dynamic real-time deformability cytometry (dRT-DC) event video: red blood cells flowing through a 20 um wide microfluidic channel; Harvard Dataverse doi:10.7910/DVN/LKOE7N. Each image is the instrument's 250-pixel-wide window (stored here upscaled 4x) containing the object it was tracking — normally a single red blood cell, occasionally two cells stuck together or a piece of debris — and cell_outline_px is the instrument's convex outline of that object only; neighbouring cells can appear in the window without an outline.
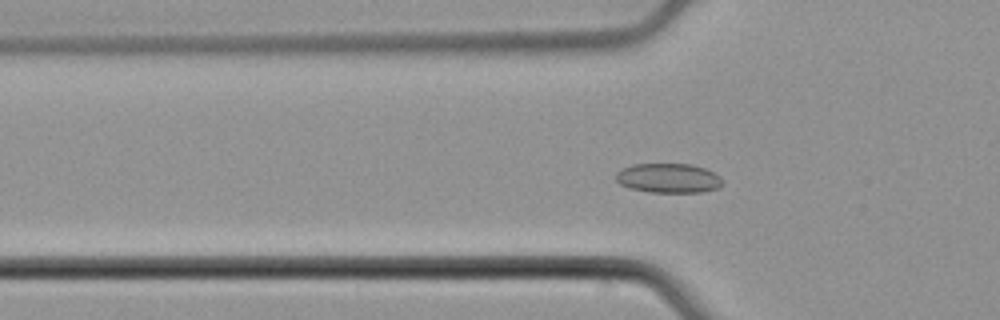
{"species": "common noctule bat (a hibernating species)", "species_latin": "Nyctalus noctula", "temperature_condition": "cold", "stored_images_in_passage": 55, "camera_frame_rate_fps": 3000, "um_per_image_px": 0.085, "animal": {"sex": "male", "body_mass_g": 21.5, "forearm_length_mm": 52.0}, "frame": {"image": 1, "passage_image": 19, "time_ms": 6.0, "image_size_px": [1000, 320], "cell_outline_px": [[724, 184], [716, 188], [700, 192], [648, 192], [632, 188], [620, 184], [616, 180], [616, 172], [632, 164], [692, 164], [704, 168], [720, 176], [724, 180]], "centroid_in_image_um": [56.83, 15.14], "position_along_channel_um": 69.0, "area_um2": 18.26}}
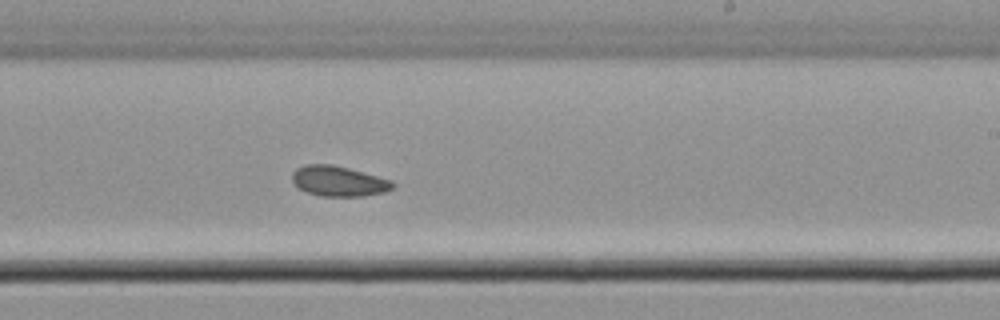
{"frame": {"image": 2, "passage_image": 34, "time_ms": 11.0, "image_size_px": [1000, 320], "cell_outline_px": [[396, 184], [392, 188], [384, 192], [364, 196], [320, 196], [308, 192], [300, 188], [292, 180], [292, 172], [296, 168], [304, 164], [332, 164], [348, 168], [392, 180]], "centroid_in_image_um": [28.78, 15.39], "position_along_channel_um": 260.2, "area_um2": 17.69}}
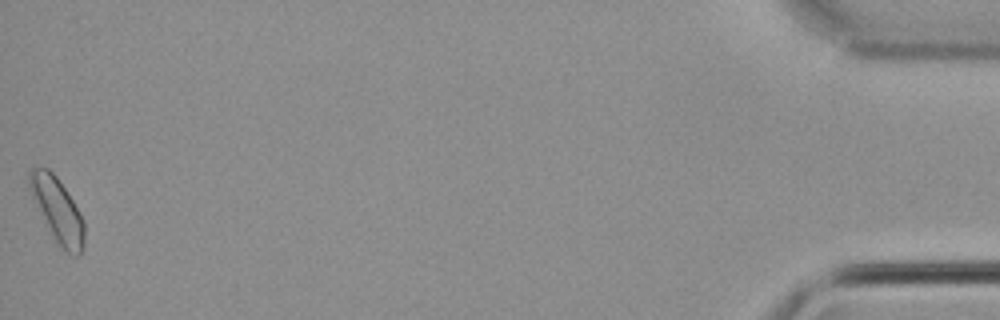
{"frame": {"image": 3, "passage_image": 55, "time_ms": 18.0, "image_size_px": [1000, 320], "cell_outline_px": [[84, 248], [76, 256], [72, 256], [60, 248], [56, 244], [48, 232], [32, 196], [28, 184], [28, 172], [32, 168], [48, 168], [56, 176], [72, 200], [84, 220]], "centroid_in_image_um": [4.87, 17.91], "position_along_channel_um": 430.3, "area_um2": 20.69}, "authors_computed_cell_mechanics": {"area_um2": 17.918, "velocity_mm_per_s": 3.8594, "shape_relaxation_time_tau1_ms": null, "shape_relaxation_time_tau2_ms": 1.6653, "deformation_change_tau1": null, "deformation_change_tau2": 0.0512}}